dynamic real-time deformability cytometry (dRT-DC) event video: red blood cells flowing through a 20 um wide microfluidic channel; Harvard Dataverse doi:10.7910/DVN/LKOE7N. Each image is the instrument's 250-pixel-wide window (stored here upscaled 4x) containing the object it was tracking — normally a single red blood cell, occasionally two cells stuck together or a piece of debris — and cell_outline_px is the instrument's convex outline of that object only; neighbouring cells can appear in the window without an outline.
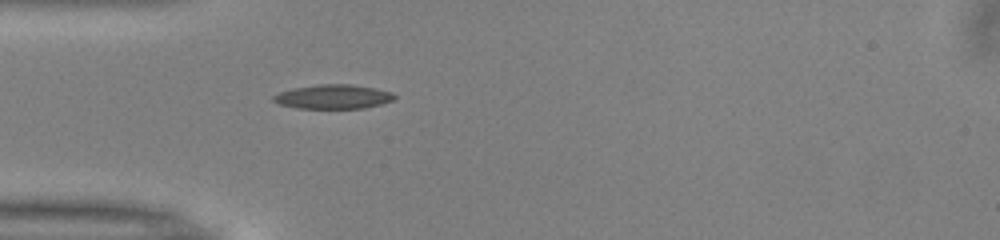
{"species": "common noctule bat (a hibernating species)", "species_latin": "Nyctalus noctula", "temperature_condition": "warm", "stored_images_in_passage": 37, "camera_frame_rate_fps": 3000, "um_per_image_px": 0.085, "animal": {"sex": "male", "body_mass_g": 13.0, "forearm_length_mm": 53.1}, "frame": {"image": 1, "passage_image": 1, "time_ms": 0.0, "image_size_px": [1000, 240], "cell_outline_px": [[396, 96], [392, 100], [380, 104], [364, 108], [296, 108], [280, 104], [272, 100], [272, 96], [280, 92], [292, 88], [320, 84], [352, 84], [392, 92]], "centroid_in_image_um": [28.29, 8.22], "position_along_channel_um": 56.7, "area_um2": 16.94}}
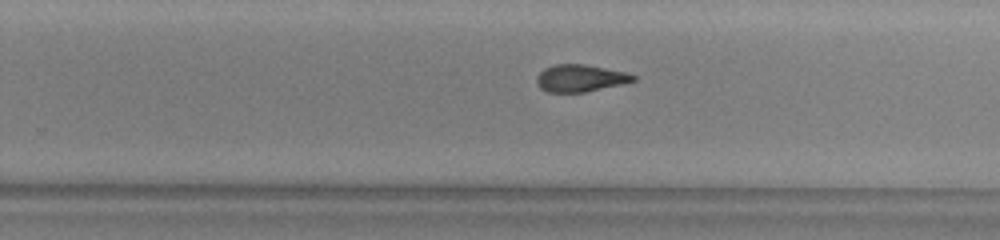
{"frame": {"image": 2, "passage_image": 18, "time_ms": 5.667, "image_size_px": [1000, 240], "cell_outline_px": [[636, 80], [620, 84], [584, 92], [548, 92], [540, 88], [536, 84], [536, 76], [544, 68], [552, 64], [584, 64], [624, 72], [636, 76]], "centroid_in_image_um": [49.25, 6.64], "position_along_channel_um": 280.5, "area_um2": 15.14}}
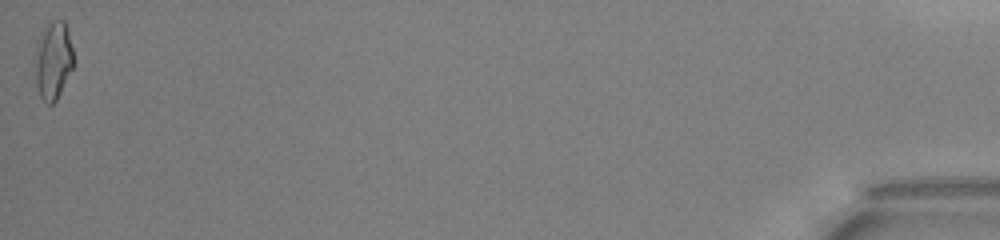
{"frame": {"image": 3, "passage_image": 37, "time_ms": 12.0, "image_size_px": [1000, 240], "cell_outline_px": [[76, 64], [56, 100], [52, 104], [48, 104], [40, 96], [36, 84], [36, 64], [44, 24], [52, 20], [64, 20], [68, 32]], "centroid_in_image_um": [4.59, 5.15], "position_along_channel_um": 430.6, "area_um2": 17.11}, "authors_computed_cell_mechanics": {"area_um2": 16.0106, "velocity_mm_per_s": 4.0195, "shape_relaxation_time_tau1_ms": 8.2199, "shape_relaxation_time_tau2_ms": 2.8893, "deformation_change_tau1": 0.2247, "deformation_change_tau2": 0.117}}